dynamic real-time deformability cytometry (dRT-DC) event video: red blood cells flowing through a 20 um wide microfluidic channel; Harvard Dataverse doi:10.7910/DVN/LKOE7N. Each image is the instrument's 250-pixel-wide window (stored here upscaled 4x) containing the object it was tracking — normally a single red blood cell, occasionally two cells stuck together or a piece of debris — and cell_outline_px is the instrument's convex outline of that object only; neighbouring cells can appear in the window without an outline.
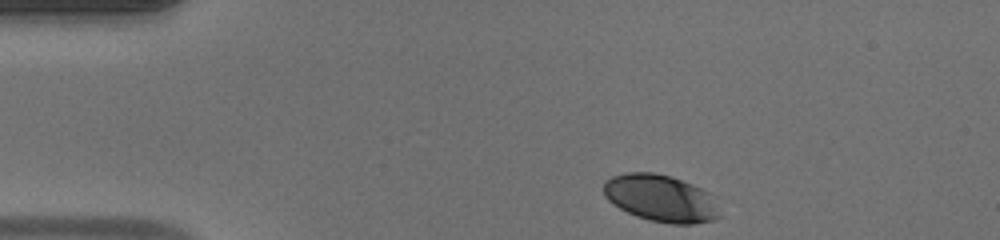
{"species": "human", "species_latin": "Homo sapiens", "temperature_condition": "warm", "stored_images_in_passage": 37, "camera_frame_rate_fps": 3000, "um_per_image_px": 0.085, "donor": {"sex": "male"}, "frame": {"image": 1, "passage_image": 1, "time_ms": 0.0, "image_size_px": [1000, 240], "cell_outline_px": [[720, 216], [712, 220], [692, 224], [672, 224], [648, 220], [636, 216], [620, 208], [608, 200], [604, 196], [604, 180], [612, 176], [624, 172], [652, 172], [672, 176], [692, 184], [708, 192]], "centroid_in_image_um": [56.11, 16.84], "position_along_channel_um": 28.9, "area_um2": 31.62}}
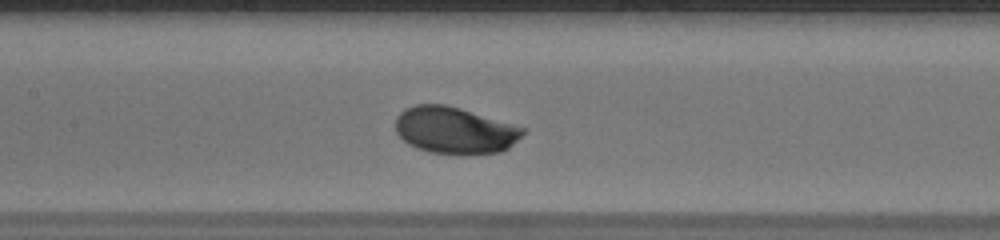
{"frame": {"image": 2, "passage_image": 16, "time_ms": 5.0, "image_size_px": [1000, 240], "cell_outline_px": [[528, 132], [508, 148], [500, 152], [428, 152], [416, 148], [408, 144], [396, 132], [396, 116], [404, 108], [416, 104], [444, 104], [460, 108], [528, 128]], "centroid_in_image_um": [38.67, 11.04], "position_along_channel_um": 168.7, "area_um2": 34.45}}
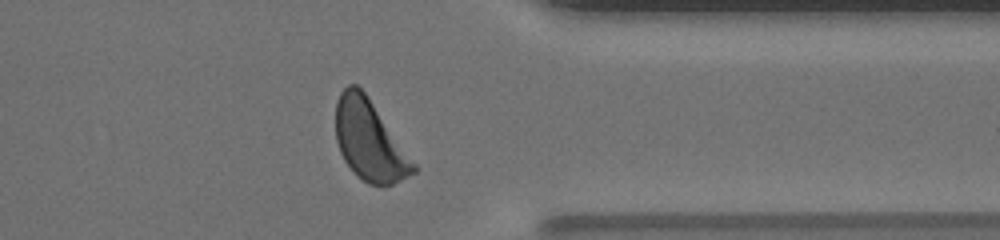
{"frame": {"image": 3, "passage_image": 32, "time_ms": 10.333, "image_size_px": [1000, 240], "cell_outline_px": [[420, 168], [416, 172], [392, 184], [368, 184], [356, 176], [352, 172], [344, 160], [340, 152], [336, 140], [336, 100], [340, 92], [348, 84], [356, 84], [364, 92]], "centroid_in_image_um": [31.41, 11.96], "position_along_channel_um": 380.0, "area_um2": 36.24}, "authors_computed_cell_mechanics": {"area_um2": 33.813, "velocity_mm_per_s": 4.0958, "shape_relaxation_time_tau1_ms": 3.3459, "shape_relaxation_time_tau2_ms": null, "deformation_change_tau1": 0.1575, "deformation_change_tau2": null}}